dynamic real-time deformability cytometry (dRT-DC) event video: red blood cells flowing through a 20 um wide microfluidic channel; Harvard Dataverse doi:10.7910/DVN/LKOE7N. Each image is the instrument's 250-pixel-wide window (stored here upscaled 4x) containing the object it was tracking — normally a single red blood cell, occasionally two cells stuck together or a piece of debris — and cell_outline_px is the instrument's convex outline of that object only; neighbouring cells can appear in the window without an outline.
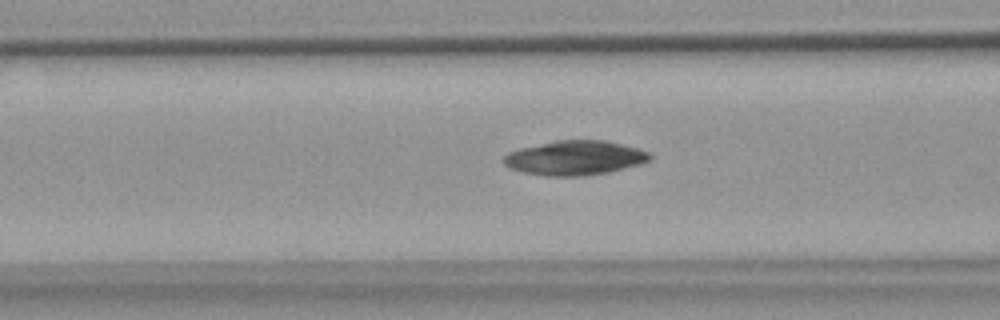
{"species": "common noctule bat (a hibernating species)", "species_latin": "Nyctalus noctula", "temperature_condition": "warm", "stored_images_in_passage": 44, "camera_frame_rate_fps": 3000, "um_per_image_px": 0.085, "animal": {"sex": "female", "body_mass_g": 18.4}, "frame": {"image": 1, "passage_image": 11, "time_ms": 3.333, "image_size_px": [1000, 320], "cell_outline_px": [[652, 160], [640, 164], [608, 172], [584, 176], [548, 176], [524, 172], [508, 168], [504, 164], [504, 156], [508, 152], [520, 148], [556, 140], [604, 140], [636, 148], [648, 152], [652, 156]], "centroid_in_image_um": [48.85, 13.42], "position_along_channel_um": 117.7, "area_um2": 29.25}}
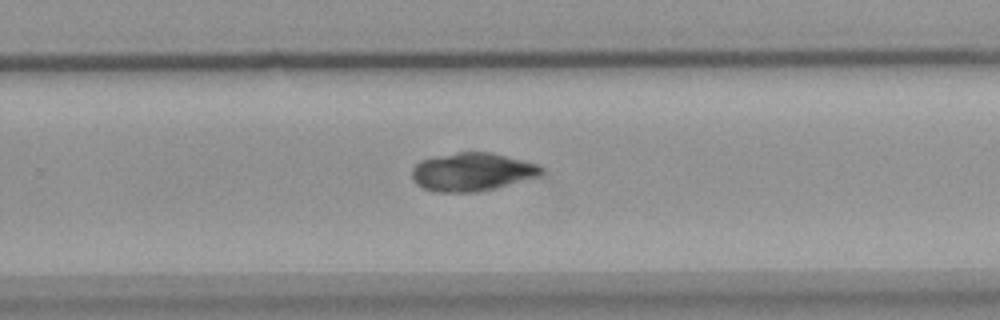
{"frame": {"image": 2, "passage_image": 25, "time_ms": 8.0, "image_size_px": [1000, 320], "cell_outline_px": [[544, 172], [540, 176], [496, 188], [476, 192], [432, 192], [416, 184], [412, 180], [412, 168], [420, 160], [460, 152], [492, 152], [540, 164], [544, 168]], "centroid_in_image_um": [40.16, 14.62], "position_along_channel_um": 289.6, "area_um2": 29.07}}
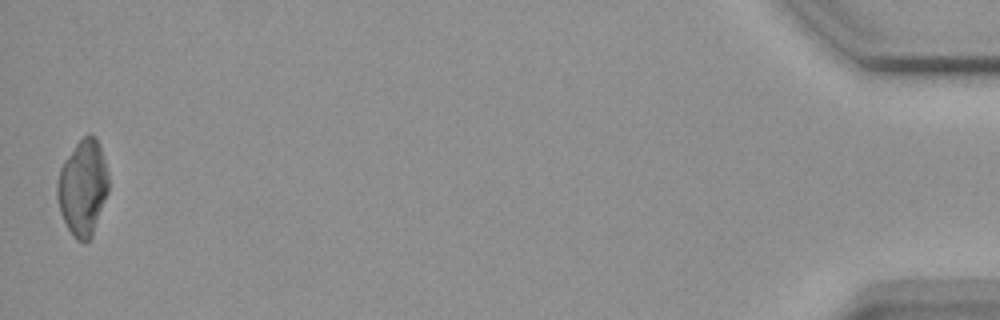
{"frame": {"image": 3, "passage_image": 44, "time_ms": 14.333, "image_size_px": [1000, 320], "cell_outline_px": [[108, 192], [92, 236], [88, 240], [76, 240], [72, 236], [60, 212], [56, 196], [56, 184], [60, 168], [64, 160], [76, 144], [88, 132], [96, 136], [108, 172]], "centroid_in_image_um": [7.02, 15.93], "position_along_channel_um": 428.2, "area_um2": 28.55}}